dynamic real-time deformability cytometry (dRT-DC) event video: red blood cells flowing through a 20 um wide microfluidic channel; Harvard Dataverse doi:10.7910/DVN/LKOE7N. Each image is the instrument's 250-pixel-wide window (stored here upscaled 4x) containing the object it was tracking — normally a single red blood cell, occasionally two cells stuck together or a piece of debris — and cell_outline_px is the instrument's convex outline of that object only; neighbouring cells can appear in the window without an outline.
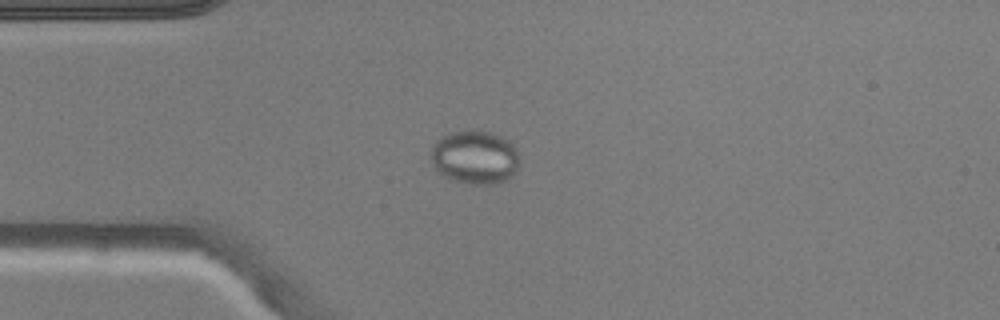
{"species": "common noctule bat (a hibernating species)", "species_latin": "Nyctalus noctula", "temperature_condition": "warm", "stored_images_in_passage": 38, "camera_frame_rate_fps": 3000, "um_per_image_px": 0.085, "animal": {"sex": "male", "body_mass_g": 20.5, "forearm_length_mm": 52.5}, "frame": {"image": 1, "passage_image": 1, "time_ms": 0.0, "image_size_px": [1000, 320], "cell_outline_px": [[516, 168], [512, 176], [508, 180], [496, 184], [468, 184], [452, 180], [444, 176], [432, 164], [432, 148], [436, 140], [452, 132], [492, 132], [508, 140], [516, 148]], "centroid_in_image_um": [40.36, 13.4], "position_along_channel_um": 44.6, "area_um2": 27.11}}
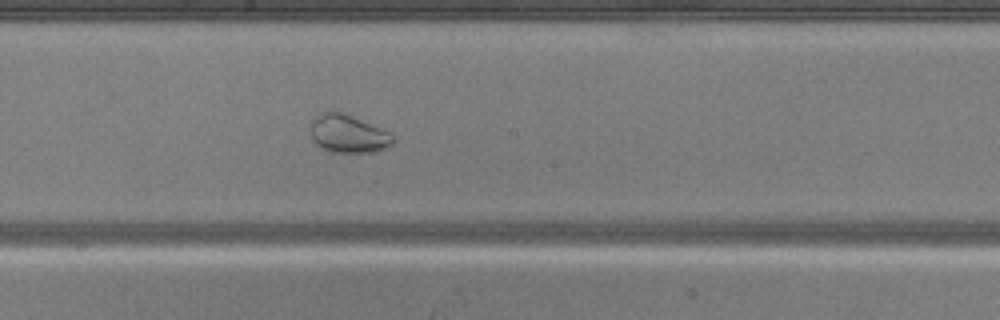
{"frame": {"image": 2, "passage_image": 15, "time_ms": 4.667, "image_size_px": [1000, 320], "cell_outline_px": [[392, 144], [376, 152], [332, 152], [316, 144], [312, 140], [312, 120], [320, 112], [340, 112], [388, 132], [392, 136]], "centroid_in_image_um": [29.55, 11.39], "position_along_channel_um": 218.6, "area_um2": 17.57}}
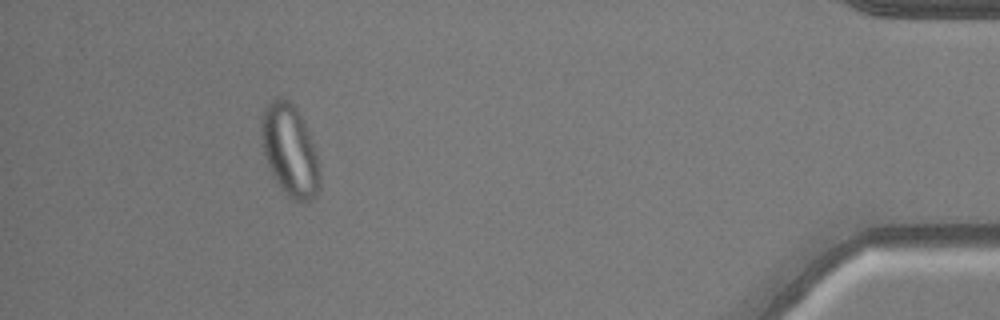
{"frame": {"image": 3, "passage_image": 34, "time_ms": 11.0, "image_size_px": [1000, 320], "cell_outline_px": [[320, 184], [316, 196], [312, 200], [304, 204], [292, 200], [280, 188], [268, 168], [264, 156], [260, 136], [260, 128], [264, 108], [272, 100], [280, 96], [284, 96], [292, 104], [300, 116], [308, 132], [316, 152], [320, 172]], "centroid_in_image_um": [24.62, 12.84], "position_along_channel_um": 410.6, "area_um2": 31.5}, "authors_computed_cell_mechanics": {"area_um2": 26.588, "velocity_mm_per_s": 4.018, "shape_relaxation_time_tau1_ms": null, "shape_relaxation_time_tau2_ms": 1.5686, "deformation_change_tau1": null, "deformation_change_tau2": 0.0334}}